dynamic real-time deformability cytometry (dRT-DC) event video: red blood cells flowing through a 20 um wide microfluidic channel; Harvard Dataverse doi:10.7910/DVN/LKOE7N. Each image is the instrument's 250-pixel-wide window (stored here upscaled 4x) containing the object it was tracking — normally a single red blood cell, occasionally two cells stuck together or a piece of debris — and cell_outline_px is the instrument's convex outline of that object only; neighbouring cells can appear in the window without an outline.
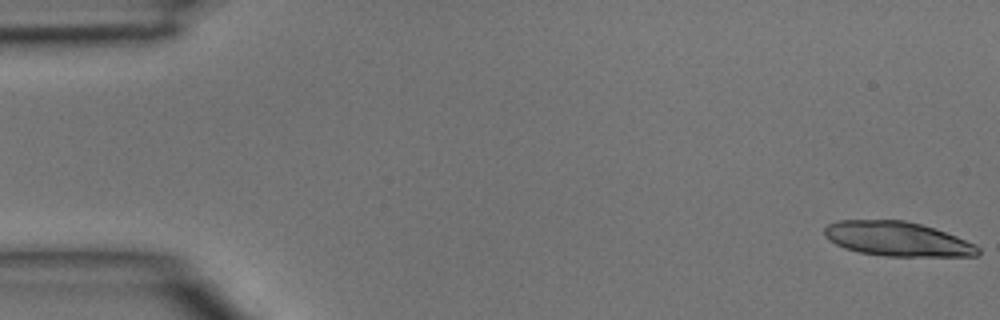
{"species": "common noctule bat (a hibernating species)", "species_latin": "Nyctalus noctula", "temperature_condition": "room temperature", "stored_images_in_passage": 17, "camera_frame_rate_fps": 3000, "um_per_image_px": 0.085, "animal": {"sex": "male", "body_mass_g": 15.6}, "frame": {"image": 1, "passage_image": 1, "time_ms": 0.0, "image_size_px": [1000, 320], "cell_outline_px": [[980, 252], [976, 256], [884, 256], [860, 252], [844, 248], [828, 240], [824, 236], [824, 228], [828, 224], [836, 220], [904, 220], [920, 224], [956, 236], [976, 244], [980, 248]], "centroid_in_image_um": [76.25, 20.31], "position_along_channel_um": 8.8, "area_um2": 30.81}}